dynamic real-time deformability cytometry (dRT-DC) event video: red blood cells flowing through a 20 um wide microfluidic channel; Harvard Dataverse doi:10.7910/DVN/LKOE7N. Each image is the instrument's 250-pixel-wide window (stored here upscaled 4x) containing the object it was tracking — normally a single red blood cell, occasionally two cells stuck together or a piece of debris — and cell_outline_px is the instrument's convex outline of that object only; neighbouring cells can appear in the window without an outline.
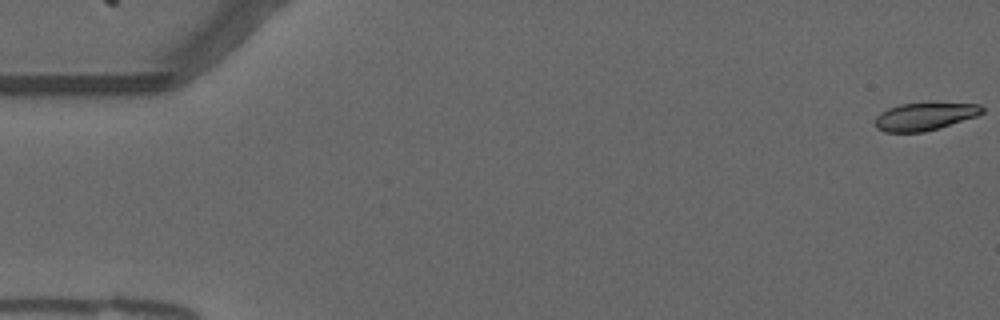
{"species": "common noctule bat (a hibernating species)", "species_latin": "Nyctalus noctula", "temperature_condition": "warm", "stored_images_in_passage": 56, "camera_frame_rate_fps": 3000, "um_per_image_px": 0.085, "animal": {"sex": "male", "forearm_length_mm": 52.5}, "frame": {"image": 1, "passage_image": 1, "time_ms": 0.0, "image_size_px": [1000, 320], "cell_outline_px": [[984, 112], [976, 116], [924, 132], [884, 132], [876, 128], [876, 116], [880, 112], [888, 108], [900, 104], [980, 104], [984, 108]], "centroid_in_image_um": [78.56, 9.91], "position_along_channel_um": 6.4, "area_um2": 16.82}}
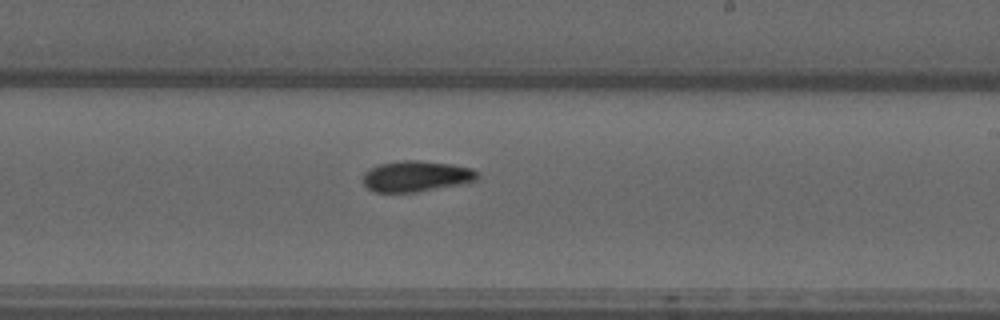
{"frame": {"image": 2, "passage_image": 33, "time_ms": 10.667, "image_size_px": [1000, 320], "cell_outline_px": [[480, 176], [476, 180], [416, 192], [372, 192], [364, 184], [364, 172], [368, 168], [376, 164], [400, 160], [420, 160], [452, 164], [472, 168], [480, 172]], "centroid_in_image_um": [35.35, 14.96], "position_along_channel_um": 253.7, "area_um2": 20.69}}
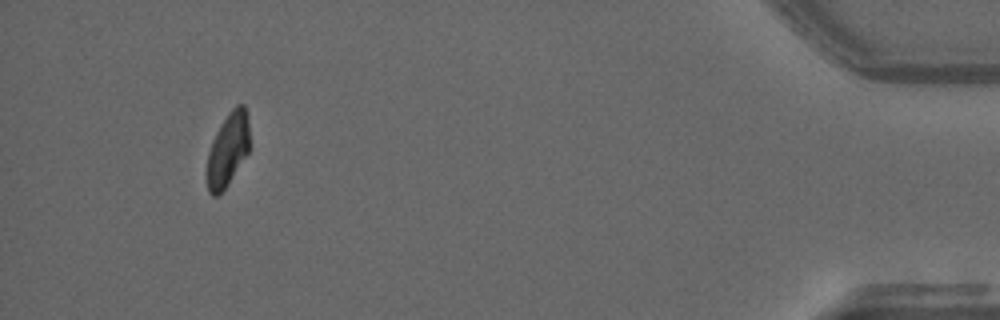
{"frame": {"image": 3, "passage_image": 52, "time_ms": 17.0, "image_size_px": [1000, 320], "cell_outline_px": [[248, 152], [228, 184], [216, 196], [212, 196], [208, 192], [208, 152], [212, 140], [220, 124], [228, 112], [236, 104], [244, 104], [248, 116]], "centroid_in_image_um": [19.37, 12.67], "position_along_channel_um": 415.8, "area_um2": 17.92}}